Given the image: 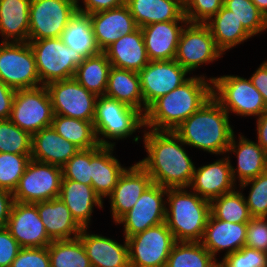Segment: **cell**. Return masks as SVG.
<instances>
[{
  "label": "cell",
  "mask_w": 267,
  "mask_h": 267,
  "mask_svg": "<svg viewBox=\"0 0 267 267\" xmlns=\"http://www.w3.org/2000/svg\"><path fill=\"white\" fill-rule=\"evenodd\" d=\"M50 267H92L79 237L55 240L48 246Z\"/></svg>",
  "instance_id": "obj_37"
},
{
  "label": "cell",
  "mask_w": 267,
  "mask_h": 267,
  "mask_svg": "<svg viewBox=\"0 0 267 267\" xmlns=\"http://www.w3.org/2000/svg\"><path fill=\"white\" fill-rule=\"evenodd\" d=\"M61 39L84 58L100 53L89 15L77 12L62 32Z\"/></svg>",
  "instance_id": "obj_35"
},
{
  "label": "cell",
  "mask_w": 267,
  "mask_h": 267,
  "mask_svg": "<svg viewBox=\"0 0 267 267\" xmlns=\"http://www.w3.org/2000/svg\"><path fill=\"white\" fill-rule=\"evenodd\" d=\"M111 67L107 55L101 51L84 58L77 66L74 78L89 92L96 96H104Z\"/></svg>",
  "instance_id": "obj_34"
},
{
  "label": "cell",
  "mask_w": 267,
  "mask_h": 267,
  "mask_svg": "<svg viewBox=\"0 0 267 267\" xmlns=\"http://www.w3.org/2000/svg\"><path fill=\"white\" fill-rule=\"evenodd\" d=\"M113 67L139 72L149 62L141 28L121 36L103 51Z\"/></svg>",
  "instance_id": "obj_27"
},
{
  "label": "cell",
  "mask_w": 267,
  "mask_h": 267,
  "mask_svg": "<svg viewBox=\"0 0 267 267\" xmlns=\"http://www.w3.org/2000/svg\"><path fill=\"white\" fill-rule=\"evenodd\" d=\"M114 146L91 148V186L102 199L111 195L114 187L127 167L113 156Z\"/></svg>",
  "instance_id": "obj_25"
},
{
  "label": "cell",
  "mask_w": 267,
  "mask_h": 267,
  "mask_svg": "<svg viewBox=\"0 0 267 267\" xmlns=\"http://www.w3.org/2000/svg\"><path fill=\"white\" fill-rule=\"evenodd\" d=\"M63 179L91 185V148L80 149L62 167Z\"/></svg>",
  "instance_id": "obj_44"
},
{
  "label": "cell",
  "mask_w": 267,
  "mask_h": 267,
  "mask_svg": "<svg viewBox=\"0 0 267 267\" xmlns=\"http://www.w3.org/2000/svg\"><path fill=\"white\" fill-rule=\"evenodd\" d=\"M152 183L151 176L138 162L125 169L109 196L110 213L115 223L132 209Z\"/></svg>",
  "instance_id": "obj_18"
},
{
  "label": "cell",
  "mask_w": 267,
  "mask_h": 267,
  "mask_svg": "<svg viewBox=\"0 0 267 267\" xmlns=\"http://www.w3.org/2000/svg\"><path fill=\"white\" fill-rule=\"evenodd\" d=\"M147 130L143 131V141L148 155L138 163L149 173L154 184L165 188H189L195 165L184 148L186 144L174 131Z\"/></svg>",
  "instance_id": "obj_1"
},
{
  "label": "cell",
  "mask_w": 267,
  "mask_h": 267,
  "mask_svg": "<svg viewBox=\"0 0 267 267\" xmlns=\"http://www.w3.org/2000/svg\"><path fill=\"white\" fill-rule=\"evenodd\" d=\"M223 5L234 13L239 23L252 37L266 31L267 18L251 0H224Z\"/></svg>",
  "instance_id": "obj_40"
},
{
  "label": "cell",
  "mask_w": 267,
  "mask_h": 267,
  "mask_svg": "<svg viewBox=\"0 0 267 267\" xmlns=\"http://www.w3.org/2000/svg\"><path fill=\"white\" fill-rule=\"evenodd\" d=\"M187 23L188 21H167L141 27L149 60H173L181 32Z\"/></svg>",
  "instance_id": "obj_22"
},
{
  "label": "cell",
  "mask_w": 267,
  "mask_h": 267,
  "mask_svg": "<svg viewBox=\"0 0 267 267\" xmlns=\"http://www.w3.org/2000/svg\"><path fill=\"white\" fill-rule=\"evenodd\" d=\"M210 213L215 218L230 223H248L252 218L244 195L239 189L212 199Z\"/></svg>",
  "instance_id": "obj_38"
},
{
  "label": "cell",
  "mask_w": 267,
  "mask_h": 267,
  "mask_svg": "<svg viewBox=\"0 0 267 267\" xmlns=\"http://www.w3.org/2000/svg\"><path fill=\"white\" fill-rule=\"evenodd\" d=\"M251 83L263 96L267 105V60H265L258 69L249 78Z\"/></svg>",
  "instance_id": "obj_52"
},
{
  "label": "cell",
  "mask_w": 267,
  "mask_h": 267,
  "mask_svg": "<svg viewBox=\"0 0 267 267\" xmlns=\"http://www.w3.org/2000/svg\"><path fill=\"white\" fill-rule=\"evenodd\" d=\"M20 248L8 229L0 228V267H10Z\"/></svg>",
  "instance_id": "obj_49"
},
{
  "label": "cell",
  "mask_w": 267,
  "mask_h": 267,
  "mask_svg": "<svg viewBox=\"0 0 267 267\" xmlns=\"http://www.w3.org/2000/svg\"><path fill=\"white\" fill-rule=\"evenodd\" d=\"M254 5L262 12L267 18V0H251Z\"/></svg>",
  "instance_id": "obj_55"
},
{
  "label": "cell",
  "mask_w": 267,
  "mask_h": 267,
  "mask_svg": "<svg viewBox=\"0 0 267 267\" xmlns=\"http://www.w3.org/2000/svg\"><path fill=\"white\" fill-rule=\"evenodd\" d=\"M16 90L0 80V120L9 119Z\"/></svg>",
  "instance_id": "obj_51"
},
{
  "label": "cell",
  "mask_w": 267,
  "mask_h": 267,
  "mask_svg": "<svg viewBox=\"0 0 267 267\" xmlns=\"http://www.w3.org/2000/svg\"><path fill=\"white\" fill-rule=\"evenodd\" d=\"M165 223L176 242H201L210 201L187 188H167Z\"/></svg>",
  "instance_id": "obj_4"
},
{
  "label": "cell",
  "mask_w": 267,
  "mask_h": 267,
  "mask_svg": "<svg viewBox=\"0 0 267 267\" xmlns=\"http://www.w3.org/2000/svg\"><path fill=\"white\" fill-rule=\"evenodd\" d=\"M32 136L9 119L0 120V153L31 154Z\"/></svg>",
  "instance_id": "obj_42"
},
{
  "label": "cell",
  "mask_w": 267,
  "mask_h": 267,
  "mask_svg": "<svg viewBox=\"0 0 267 267\" xmlns=\"http://www.w3.org/2000/svg\"><path fill=\"white\" fill-rule=\"evenodd\" d=\"M31 0H0L2 42H28Z\"/></svg>",
  "instance_id": "obj_31"
},
{
  "label": "cell",
  "mask_w": 267,
  "mask_h": 267,
  "mask_svg": "<svg viewBox=\"0 0 267 267\" xmlns=\"http://www.w3.org/2000/svg\"><path fill=\"white\" fill-rule=\"evenodd\" d=\"M224 5L207 23L217 47L224 53L252 36Z\"/></svg>",
  "instance_id": "obj_33"
},
{
  "label": "cell",
  "mask_w": 267,
  "mask_h": 267,
  "mask_svg": "<svg viewBox=\"0 0 267 267\" xmlns=\"http://www.w3.org/2000/svg\"><path fill=\"white\" fill-rule=\"evenodd\" d=\"M230 156L218 159L213 163L194 169V174L189 185L191 191L200 197L211 201L225 193L236 189V183L231 172Z\"/></svg>",
  "instance_id": "obj_19"
},
{
  "label": "cell",
  "mask_w": 267,
  "mask_h": 267,
  "mask_svg": "<svg viewBox=\"0 0 267 267\" xmlns=\"http://www.w3.org/2000/svg\"><path fill=\"white\" fill-rule=\"evenodd\" d=\"M13 203V192L0 189V228L6 227Z\"/></svg>",
  "instance_id": "obj_53"
},
{
  "label": "cell",
  "mask_w": 267,
  "mask_h": 267,
  "mask_svg": "<svg viewBox=\"0 0 267 267\" xmlns=\"http://www.w3.org/2000/svg\"><path fill=\"white\" fill-rule=\"evenodd\" d=\"M51 126L60 136L80 149L99 146L93 121L54 114Z\"/></svg>",
  "instance_id": "obj_36"
},
{
  "label": "cell",
  "mask_w": 267,
  "mask_h": 267,
  "mask_svg": "<svg viewBox=\"0 0 267 267\" xmlns=\"http://www.w3.org/2000/svg\"><path fill=\"white\" fill-rule=\"evenodd\" d=\"M223 54L206 24L187 23L181 32L174 60L190 74L199 66L216 61Z\"/></svg>",
  "instance_id": "obj_13"
},
{
  "label": "cell",
  "mask_w": 267,
  "mask_h": 267,
  "mask_svg": "<svg viewBox=\"0 0 267 267\" xmlns=\"http://www.w3.org/2000/svg\"><path fill=\"white\" fill-rule=\"evenodd\" d=\"M126 5L139 28L157 22L188 21L180 0H127Z\"/></svg>",
  "instance_id": "obj_30"
},
{
  "label": "cell",
  "mask_w": 267,
  "mask_h": 267,
  "mask_svg": "<svg viewBox=\"0 0 267 267\" xmlns=\"http://www.w3.org/2000/svg\"><path fill=\"white\" fill-rule=\"evenodd\" d=\"M211 267H224V265L218 260Z\"/></svg>",
  "instance_id": "obj_56"
},
{
  "label": "cell",
  "mask_w": 267,
  "mask_h": 267,
  "mask_svg": "<svg viewBox=\"0 0 267 267\" xmlns=\"http://www.w3.org/2000/svg\"><path fill=\"white\" fill-rule=\"evenodd\" d=\"M93 124L99 145L115 146L116 142L112 143L107 139H126L137 129L144 128V115L125 103L106 96H97Z\"/></svg>",
  "instance_id": "obj_5"
},
{
  "label": "cell",
  "mask_w": 267,
  "mask_h": 267,
  "mask_svg": "<svg viewBox=\"0 0 267 267\" xmlns=\"http://www.w3.org/2000/svg\"><path fill=\"white\" fill-rule=\"evenodd\" d=\"M167 188L152 183L135 205L116 224L124 226V236L129 238L147 228L165 222Z\"/></svg>",
  "instance_id": "obj_15"
},
{
  "label": "cell",
  "mask_w": 267,
  "mask_h": 267,
  "mask_svg": "<svg viewBox=\"0 0 267 267\" xmlns=\"http://www.w3.org/2000/svg\"><path fill=\"white\" fill-rule=\"evenodd\" d=\"M0 80L15 90L42 86L29 42L1 41Z\"/></svg>",
  "instance_id": "obj_8"
},
{
  "label": "cell",
  "mask_w": 267,
  "mask_h": 267,
  "mask_svg": "<svg viewBox=\"0 0 267 267\" xmlns=\"http://www.w3.org/2000/svg\"><path fill=\"white\" fill-rule=\"evenodd\" d=\"M6 228L21 248L46 247L52 242L39 217L36 203L14 201Z\"/></svg>",
  "instance_id": "obj_17"
},
{
  "label": "cell",
  "mask_w": 267,
  "mask_h": 267,
  "mask_svg": "<svg viewBox=\"0 0 267 267\" xmlns=\"http://www.w3.org/2000/svg\"><path fill=\"white\" fill-rule=\"evenodd\" d=\"M216 261L201 242H176L165 267H211Z\"/></svg>",
  "instance_id": "obj_39"
},
{
  "label": "cell",
  "mask_w": 267,
  "mask_h": 267,
  "mask_svg": "<svg viewBox=\"0 0 267 267\" xmlns=\"http://www.w3.org/2000/svg\"><path fill=\"white\" fill-rule=\"evenodd\" d=\"M220 262L224 267H267V253L244 246Z\"/></svg>",
  "instance_id": "obj_46"
},
{
  "label": "cell",
  "mask_w": 267,
  "mask_h": 267,
  "mask_svg": "<svg viewBox=\"0 0 267 267\" xmlns=\"http://www.w3.org/2000/svg\"><path fill=\"white\" fill-rule=\"evenodd\" d=\"M35 55L41 84L74 78L77 66L84 57L69 48L61 37L28 40Z\"/></svg>",
  "instance_id": "obj_6"
},
{
  "label": "cell",
  "mask_w": 267,
  "mask_h": 267,
  "mask_svg": "<svg viewBox=\"0 0 267 267\" xmlns=\"http://www.w3.org/2000/svg\"><path fill=\"white\" fill-rule=\"evenodd\" d=\"M247 223H230L215 218L211 213L205 226L201 244L216 259L217 253L225 250L224 256L245 246Z\"/></svg>",
  "instance_id": "obj_21"
},
{
  "label": "cell",
  "mask_w": 267,
  "mask_h": 267,
  "mask_svg": "<svg viewBox=\"0 0 267 267\" xmlns=\"http://www.w3.org/2000/svg\"><path fill=\"white\" fill-rule=\"evenodd\" d=\"M62 179L61 167L31 159L13 192L14 201L36 203L58 198Z\"/></svg>",
  "instance_id": "obj_11"
},
{
  "label": "cell",
  "mask_w": 267,
  "mask_h": 267,
  "mask_svg": "<svg viewBox=\"0 0 267 267\" xmlns=\"http://www.w3.org/2000/svg\"><path fill=\"white\" fill-rule=\"evenodd\" d=\"M89 18L96 44L102 52L121 36L128 35L138 28L126 4L92 13Z\"/></svg>",
  "instance_id": "obj_20"
},
{
  "label": "cell",
  "mask_w": 267,
  "mask_h": 267,
  "mask_svg": "<svg viewBox=\"0 0 267 267\" xmlns=\"http://www.w3.org/2000/svg\"><path fill=\"white\" fill-rule=\"evenodd\" d=\"M235 138L234 134L226 154L230 152L236 155L237 167L231 164L230 168L235 183L238 179L241 184L267 171V152L257 142L241 134L238 141Z\"/></svg>",
  "instance_id": "obj_24"
},
{
  "label": "cell",
  "mask_w": 267,
  "mask_h": 267,
  "mask_svg": "<svg viewBox=\"0 0 267 267\" xmlns=\"http://www.w3.org/2000/svg\"><path fill=\"white\" fill-rule=\"evenodd\" d=\"M193 76L181 86L155 100L144 114V127L154 131H174L212 97V80Z\"/></svg>",
  "instance_id": "obj_2"
},
{
  "label": "cell",
  "mask_w": 267,
  "mask_h": 267,
  "mask_svg": "<svg viewBox=\"0 0 267 267\" xmlns=\"http://www.w3.org/2000/svg\"><path fill=\"white\" fill-rule=\"evenodd\" d=\"M80 148L60 136L50 126L32 135L31 159L63 167Z\"/></svg>",
  "instance_id": "obj_28"
},
{
  "label": "cell",
  "mask_w": 267,
  "mask_h": 267,
  "mask_svg": "<svg viewBox=\"0 0 267 267\" xmlns=\"http://www.w3.org/2000/svg\"><path fill=\"white\" fill-rule=\"evenodd\" d=\"M31 160V154L0 153V189L14 192Z\"/></svg>",
  "instance_id": "obj_41"
},
{
  "label": "cell",
  "mask_w": 267,
  "mask_h": 267,
  "mask_svg": "<svg viewBox=\"0 0 267 267\" xmlns=\"http://www.w3.org/2000/svg\"><path fill=\"white\" fill-rule=\"evenodd\" d=\"M174 132L186 146L217 156L226 154L234 135L229 114L213 97L183 121Z\"/></svg>",
  "instance_id": "obj_3"
},
{
  "label": "cell",
  "mask_w": 267,
  "mask_h": 267,
  "mask_svg": "<svg viewBox=\"0 0 267 267\" xmlns=\"http://www.w3.org/2000/svg\"><path fill=\"white\" fill-rule=\"evenodd\" d=\"M77 0V11L83 14L90 15L95 12L109 10L126 4L127 0H81L84 7L79 6Z\"/></svg>",
  "instance_id": "obj_50"
},
{
  "label": "cell",
  "mask_w": 267,
  "mask_h": 267,
  "mask_svg": "<svg viewBox=\"0 0 267 267\" xmlns=\"http://www.w3.org/2000/svg\"><path fill=\"white\" fill-rule=\"evenodd\" d=\"M224 0H185L188 23H207L223 7Z\"/></svg>",
  "instance_id": "obj_45"
},
{
  "label": "cell",
  "mask_w": 267,
  "mask_h": 267,
  "mask_svg": "<svg viewBox=\"0 0 267 267\" xmlns=\"http://www.w3.org/2000/svg\"><path fill=\"white\" fill-rule=\"evenodd\" d=\"M83 228L78 236L87 253L92 267H130L128 242L124 237V244L118 243L102 235L88 233Z\"/></svg>",
  "instance_id": "obj_23"
},
{
  "label": "cell",
  "mask_w": 267,
  "mask_h": 267,
  "mask_svg": "<svg viewBox=\"0 0 267 267\" xmlns=\"http://www.w3.org/2000/svg\"><path fill=\"white\" fill-rule=\"evenodd\" d=\"M257 143L267 152V110L257 118Z\"/></svg>",
  "instance_id": "obj_54"
},
{
  "label": "cell",
  "mask_w": 267,
  "mask_h": 267,
  "mask_svg": "<svg viewBox=\"0 0 267 267\" xmlns=\"http://www.w3.org/2000/svg\"><path fill=\"white\" fill-rule=\"evenodd\" d=\"M212 80V97L227 111L237 116L258 118L267 105L263 96L251 83L250 79L224 75L210 77Z\"/></svg>",
  "instance_id": "obj_7"
},
{
  "label": "cell",
  "mask_w": 267,
  "mask_h": 267,
  "mask_svg": "<svg viewBox=\"0 0 267 267\" xmlns=\"http://www.w3.org/2000/svg\"><path fill=\"white\" fill-rule=\"evenodd\" d=\"M238 185L239 190L251 187L249 195H244L251 217H267V171Z\"/></svg>",
  "instance_id": "obj_43"
},
{
  "label": "cell",
  "mask_w": 267,
  "mask_h": 267,
  "mask_svg": "<svg viewBox=\"0 0 267 267\" xmlns=\"http://www.w3.org/2000/svg\"><path fill=\"white\" fill-rule=\"evenodd\" d=\"M10 267H50L48 247L20 248Z\"/></svg>",
  "instance_id": "obj_47"
},
{
  "label": "cell",
  "mask_w": 267,
  "mask_h": 267,
  "mask_svg": "<svg viewBox=\"0 0 267 267\" xmlns=\"http://www.w3.org/2000/svg\"><path fill=\"white\" fill-rule=\"evenodd\" d=\"M36 207L46 233L52 241L74 239L80 235L83 228L75 221L71 211L59 197L36 202Z\"/></svg>",
  "instance_id": "obj_26"
},
{
  "label": "cell",
  "mask_w": 267,
  "mask_h": 267,
  "mask_svg": "<svg viewBox=\"0 0 267 267\" xmlns=\"http://www.w3.org/2000/svg\"><path fill=\"white\" fill-rule=\"evenodd\" d=\"M46 88L54 114L93 121L97 96L75 78L50 82Z\"/></svg>",
  "instance_id": "obj_14"
},
{
  "label": "cell",
  "mask_w": 267,
  "mask_h": 267,
  "mask_svg": "<svg viewBox=\"0 0 267 267\" xmlns=\"http://www.w3.org/2000/svg\"><path fill=\"white\" fill-rule=\"evenodd\" d=\"M104 96L125 103L144 115V99L138 72L112 66Z\"/></svg>",
  "instance_id": "obj_32"
},
{
  "label": "cell",
  "mask_w": 267,
  "mask_h": 267,
  "mask_svg": "<svg viewBox=\"0 0 267 267\" xmlns=\"http://www.w3.org/2000/svg\"><path fill=\"white\" fill-rule=\"evenodd\" d=\"M127 242L130 267H165L176 240L164 222L127 238Z\"/></svg>",
  "instance_id": "obj_10"
},
{
  "label": "cell",
  "mask_w": 267,
  "mask_h": 267,
  "mask_svg": "<svg viewBox=\"0 0 267 267\" xmlns=\"http://www.w3.org/2000/svg\"><path fill=\"white\" fill-rule=\"evenodd\" d=\"M53 108L46 86L16 90L9 120L31 136L50 127Z\"/></svg>",
  "instance_id": "obj_9"
},
{
  "label": "cell",
  "mask_w": 267,
  "mask_h": 267,
  "mask_svg": "<svg viewBox=\"0 0 267 267\" xmlns=\"http://www.w3.org/2000/svg\"><path fill=\"white\" fill-rule=\"evenodd\" d=\"M245 247L267 253V217H252L247 223Z\"/></svg>",
  "instance_id": "obj_48"
},
{
  "label": "cell",
  "mask_w": 267,
  "mask_h": 267,
  "mask_svg": "<svg viewBox=\"0 0 267 267\" xmlns=\"http://www.w3.org/2000/svg\"><path fill=\"white\" fill-rule=\"evenodd\" d=\"M59 198L82 228H89L94 206L103 208L104 203L91 185L70 179H62Z\"/></svg>",
  "instance_id": "obj_29"
},
{
  "label": "cell",
  "mask_w": 267,
  "mask_h": 267,
  "mask_svg": "<svg viewBox=\"0 0 267 267\" xmlns=\"http://www.w3.org/2000/svg\"><path fill=\"white\" fill-rule=\"evenodd\" d=\"M77 12V0H31L29 40L61 37Z\"/></svg>",
  "instance_id": "obj_12"
},
{
  "label": "cell",
  "mask_w": 267,
  "mask_h": 267,
  "mask_svg": "<svg viewBox=\"0 0 267 267\" xmlns=\"http://www.w3.org/2000/svg\"><path fill=\"white\" fill-rule=\"evenodd\" d=\"M189 72L176 60L150 61L138 74L144 99V114L158 98L186 82Z\"/></svg>",
  "instance_id": "obj_16"
}]
</instances>
